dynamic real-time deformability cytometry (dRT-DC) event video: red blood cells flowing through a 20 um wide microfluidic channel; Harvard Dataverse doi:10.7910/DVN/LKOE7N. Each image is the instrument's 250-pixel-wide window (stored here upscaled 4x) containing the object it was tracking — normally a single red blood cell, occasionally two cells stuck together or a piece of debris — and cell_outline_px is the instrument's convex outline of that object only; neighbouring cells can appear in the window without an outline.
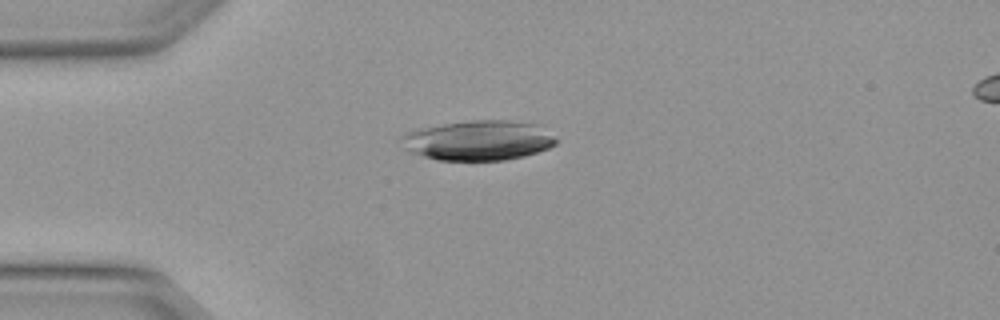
{"species": "Egyptian fruit bat (a non-hibernating species)", "species_latin": "Rousettus aegyptiacus", "temperature_condition": "warm", "stored_images_in_passage": 8, "camera_frame_rate_fps": 3000, "um_per_image_px": 0.085, "animal": {"sex": "female"}, "frame": {"image": 1, "passage_image": 3, "time_ms": 0.667, "image_size_px": [1000, 320], "cell_outline_px": [[556, 144], [548, 148], [524, 156], [504, 160], [440, 160], [424, 156], [412, 152], [404, 148], [400, 136], [416, 128], [472, 120], [508, 120], [536, 124], [556, 136]], "centroid_in_image_um": [40.67, 11.93], "position_along_channel_um": 44.3, "area_um2": 35.89}}